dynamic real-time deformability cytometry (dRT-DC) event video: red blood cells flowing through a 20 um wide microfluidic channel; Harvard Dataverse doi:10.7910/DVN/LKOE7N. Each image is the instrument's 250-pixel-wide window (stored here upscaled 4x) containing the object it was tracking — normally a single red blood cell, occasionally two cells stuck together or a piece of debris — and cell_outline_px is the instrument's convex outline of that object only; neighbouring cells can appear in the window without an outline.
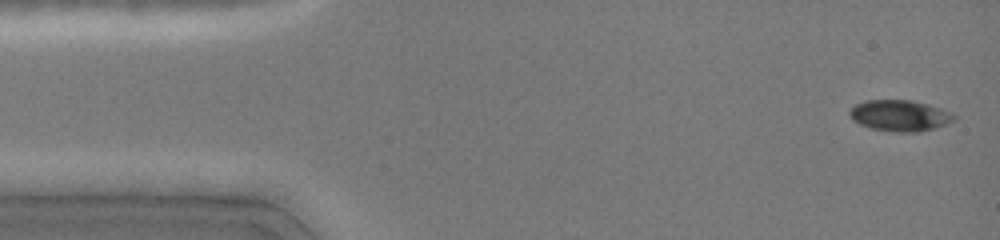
{"species": "common noctule bat (a hibernating species)", "species_latin": "Nyctalus noctula", "temperature_condition": "cold", "stored_images_in_passage": 5, "camera_frame_rate_fps": 3000, "um_per_image_px": 0.085, "animal": {"sex": "female", "body_mass_g": 19.0, "forearm_length_mm": 51.5}, "frame": {"image": 1, "passage_image": 1, "time_ms": 0.0, "image_size_px": [1000, 240], "cell_outline_px": [[956, 116], [952, 120], [936, 128], [920, 132], [896, 132], [872, 128], [860, 124], [852, 120], [848, 112], [856, 104], [864, 100], [912, 100], [928, 104], [940, 108]], "centroid_in_image_um": [76.45, 9.82], "position_along_channel_um": 8.5, "area_um2": 18.79}}
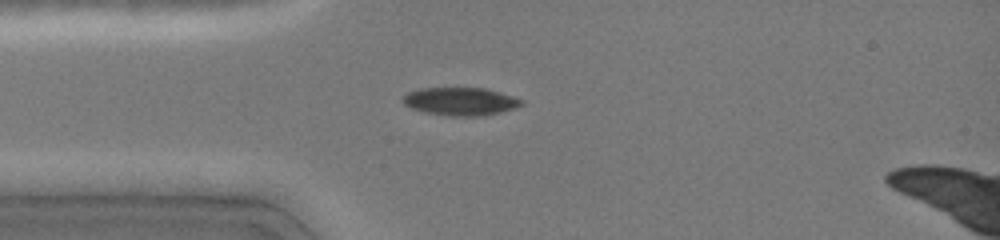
{"frame": {"image": 2, "passage_image": 4, "time_ms": 3.333, "image_size_px": [1000, 240], "cell_outline_px": [[524, 104], [516, 108], [484, 116], [452, 116], [424, 112], [412, 108], [404, 104], [400, 100], [400, 96], [408, 92], [420, 88], [484, 88], [500, 92], [524, 100]], "centroid_in_image_um": [39.12, 8.62], "position_along_channel_um": 45.9, "area_um2": 19.54}}
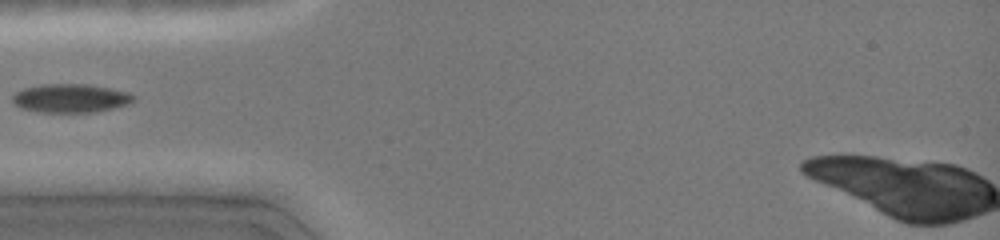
{"frame": {"image": 3, "passage_image": 5, "time_ms": 4.333, "image_size_px": [1000, 240], "cell_outline_px": [[136, 100], [128, 104], [112, 108], [92, 112], [36, 112], [20, 108], [12, 104], [12, 96], [16, 92], [24, 88], [40, 84], [88, 84], [112, 88], [128, 92], [136, 96]], "centroid_in_image_um": [5.98, 8.34], "position_along_channel_um": 79.0, "area_um2": 20.46}}